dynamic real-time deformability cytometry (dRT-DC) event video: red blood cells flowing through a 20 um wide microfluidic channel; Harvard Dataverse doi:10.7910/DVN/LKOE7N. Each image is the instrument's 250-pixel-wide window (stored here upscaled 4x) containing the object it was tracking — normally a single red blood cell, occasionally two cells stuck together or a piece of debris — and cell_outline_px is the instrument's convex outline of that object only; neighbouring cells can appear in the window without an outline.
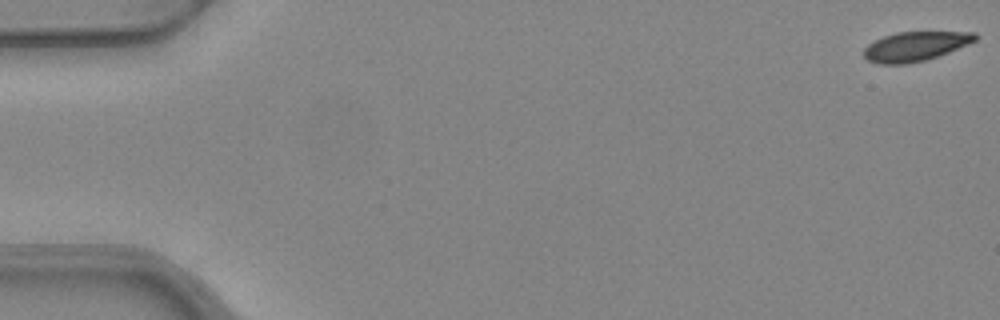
{"species": "common noctule bat (a hibernating species)", "species_latin": "Nyctalus noctula", "temperature_condition": "warm", "stored_images_in_passage": 6, "camera_frame_rate_fps": 3000, "um_per_image_px": 0.085, "animal": {"sex": "female", "body_mass_g": 24.6, "forearm_length_mm": 56.2}, "frame": {"image": 1, "passage_image": 1, "time_ms": 0.0, "image_size_px": [1000, 320], "cell_outline_px": [[980, 36], [976, 40], [968, 44], [948, 52], [924, 60], [908, 64], [880, 64], [868, 60], [864, 56], [864, 48], [868, 44], [884, 36], [896, 32], [976, 32]], "centroid_in_image_um": [77.81, 3.93], "position_along_channel_um": 7.2, "area_um2": 18.96}}
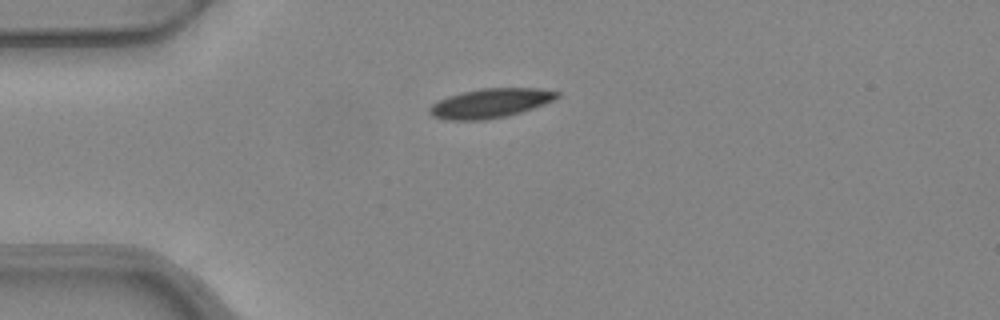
{"frame": {"image": 2, "passage_image": 4, "time_ms": 1.0, "image_size_px": [1000, 320], "cell_outline_px": [[560, 96], [544, 104], [520, 112], [504, 116], [484, 120], [444, 120], [432, 116], [428, 112], [428, 108], [432, 104], [448, 96], [460, 92], [480, 88], [540, 88], [560, 92]], "centroid_in_image_um": [41.64, 8.76], "position_along_channel_um": 43.4, "area_um2": 21.79}}
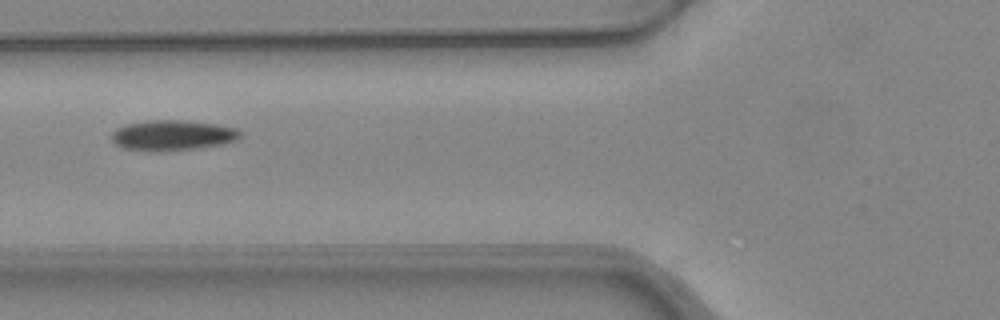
{"frame": {"image": 3, "passage_image": 6, "time_ms": 1.667, "image_size_px": [1000, 320], "cell_outline_px": [[240, 140], [224, 144], [196, 148], [160, 152], [156, 152], [124, 148], [116, 144], [112, 140], [112, 132], [116, 128], [124, 124], [148, 120], [180, 120], [216, 124], [236, 128], [240, 132]], "centroid_in_image_um": [14.66, 11.5], "position_along_channel_um": 111.1, "area_um2": 22.95}}